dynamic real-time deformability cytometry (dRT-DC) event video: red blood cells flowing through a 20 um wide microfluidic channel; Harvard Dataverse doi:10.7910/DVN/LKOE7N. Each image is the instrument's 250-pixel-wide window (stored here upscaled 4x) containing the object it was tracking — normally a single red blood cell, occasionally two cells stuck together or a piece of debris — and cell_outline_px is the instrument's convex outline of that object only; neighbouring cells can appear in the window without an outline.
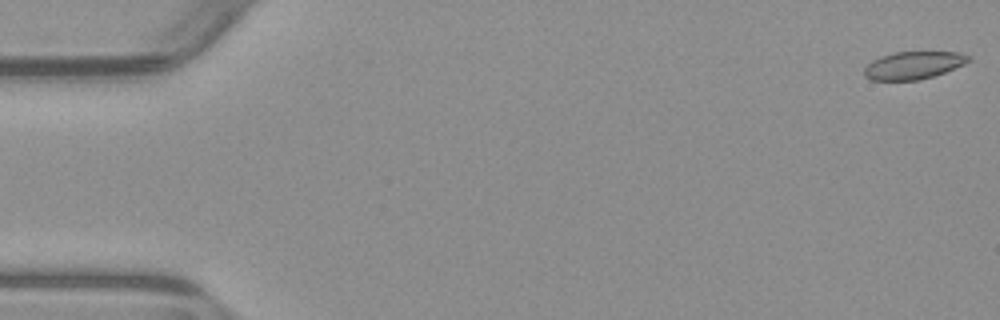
{"species": "common noctule bat (a hibernating species)", "species_latin": "Nyctalus noctula", "temperature_condition": "warm", "stored_images_in_passage": 53, "camera_frame_rate_fps": 3000, "um_per_image_px": 0.085, "animal": {"sex": "male", "body_mass_g": 23.1, "forearm_length_mm": 52.7}, "frame": {"image": 1, "passage_image": 1, "time_ms": 0.0, "image_size_px": [1000, 320], "cell_outline_px": [[972, 60], [964, 64], [944, 72], [920, 80], [872, 80], [864, 76], [864, 68], [872, 60], [880, 56], [896, 52], [960, 52], [972, 56]], "centroid_in_image_um": [77.65, 5.54], "position_along_channel_um": 7.3, "area_um2": 16.82}}
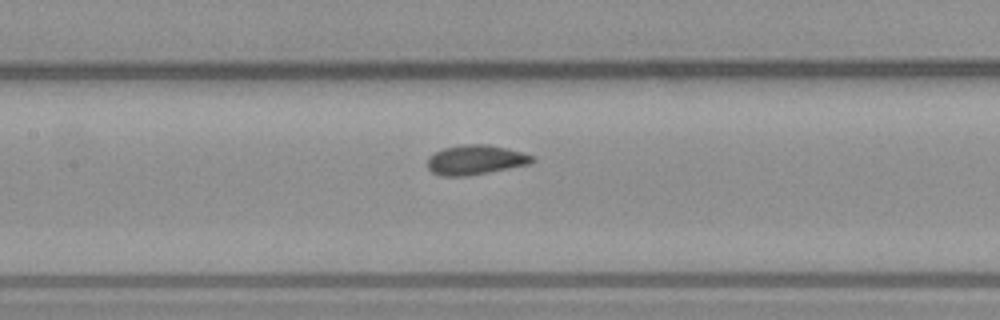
{"frame": {"image": 2, "passage_image": 25, "time_ms": 8.0, "image_size_px": [1000, 320], "cell_outline_px": [[536, 160], [532, 164], [468, 176], [440, 176], [432, 172], [428, 168], [428, 156], [444, 148], [460, 144], [488, 144], [536, 156]], "centroid_in_image_um": [40.44, 13.59], "position_along_channel_um": 167.0, "area_um2": 18.26}}
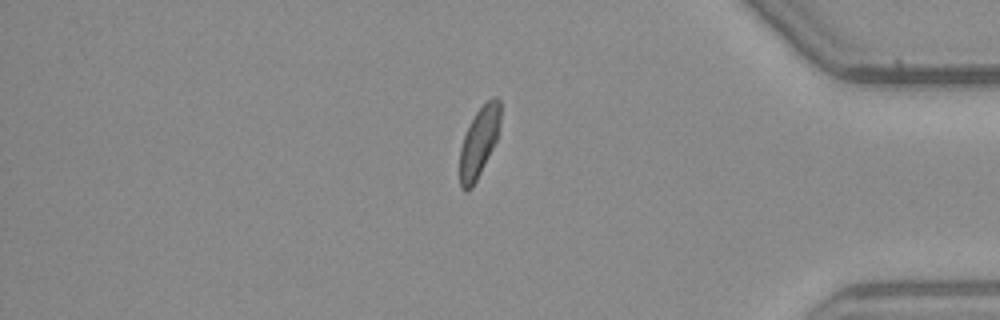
{"frame": {"image": 3, "passage_image": 45, "time_ms": 14.667, "image_size_px": [1000, 320], "cell_outline_px": [[500, 120], [496, 140], [472, 188], [468, 192], [464, 192], [460, 188], [460, 148], [464, 136], [476, 112], [492, 96], [496, 96], [500, 100]], "centroid_in_image_um": [40.7, 12.09], "position_along_channel_um": 394.5, "area_um2": 16.24}}